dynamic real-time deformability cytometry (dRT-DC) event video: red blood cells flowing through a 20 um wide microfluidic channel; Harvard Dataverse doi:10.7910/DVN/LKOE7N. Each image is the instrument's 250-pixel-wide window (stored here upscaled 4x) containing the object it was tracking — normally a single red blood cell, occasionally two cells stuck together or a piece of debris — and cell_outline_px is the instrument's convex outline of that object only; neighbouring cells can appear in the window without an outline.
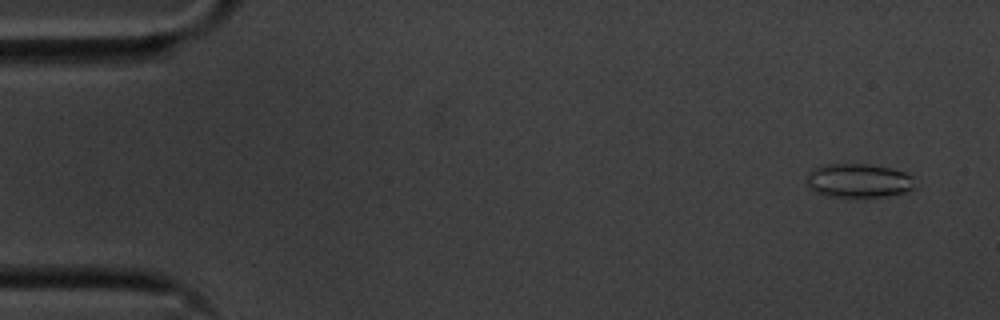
{"species": "common noctule bat (a hibernating species)", "species_latin": "Nyctalus noctula", "temperature_condition": "cold", "stored_images_in_passage": 57, "camera_frame_rate_fps": 3000, "um_per_image_px": 0.085, "animal": {"sex": "male", "body_mass_g": 20.1, "forearm_length_mm": 53.5}, "frame": {"image": 1, "passage_image": 4, "time_ms": 1.0, "image_size_px": [1000, 320], "cell_outline_px": [[916, 188], [904, 192], [884, 196], [828, 196], [816, 192], [808, 188], [804, 180], [804, 176], [812, 168], [820, 164], [872, 164], [892, 168], [904, 172], [912, 176]], "centroid_in_image_um": [72.91, 15.33], "position_along_channel_um": 12.1, "area_um2": 21.73}}
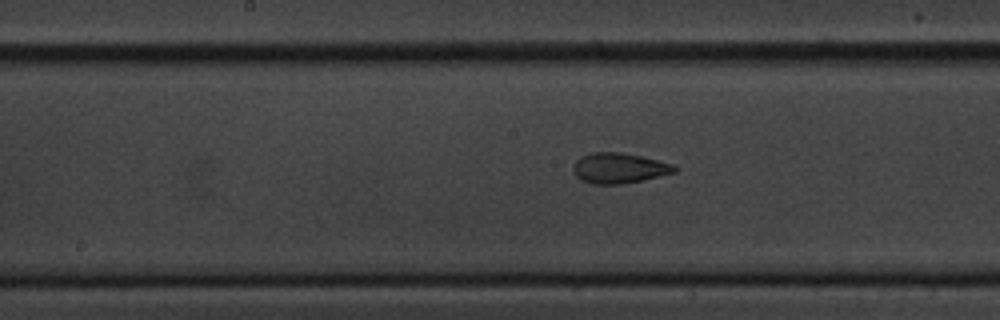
{"frame": {"image": 2, "passage_image": 29, "time_ms": 9.333, "image_size_px": [1000, 320], "cell_outline_px": [[676, 172], [640, 180], [620, 184], [592, 184], [580, 180], [572, 172], [572, 168], [576, 160], [580, 156], [592, 152], [620, 152], [640, 156], [672, 164], [676, 168]], "centroid_in_image_um": [52.54, 14.29], "position_along_channel_um": 195.7, "area_um2": 17.8}}
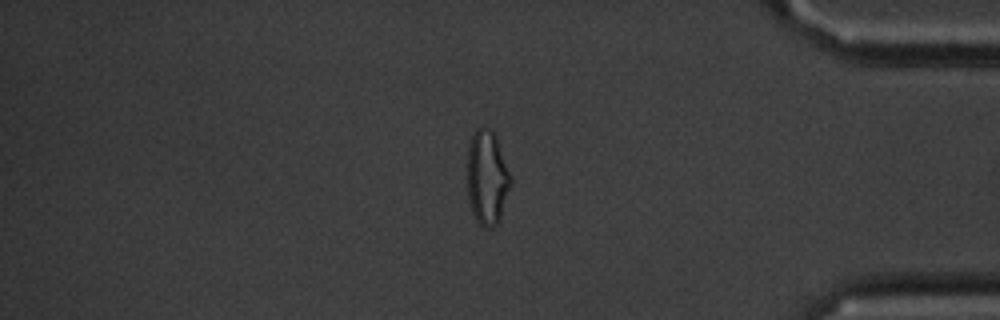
{"frame": {"image": 3, "passage_image": 48, "time_ms": 15.667, "image_size_px": [1000, 320], "cell_outline_px": [[512, 184], [500, 220], [492, 228], [484, 228], [476, 220], [472, 212], [468, 200], [468, 148], [472, 136], [476, 128], [488, 128], [496, 136], [512, 180]], "centroid_in_image_um": [41.42, 15.15], "position_along_channel_um": 393.8, "area_um2": 23.87}, "authors_computed_cell_mechanics": {"area_um2": 19.941, "velocity_mm_per_s": 3.5711, "shape_relaxation_time_tau1_ms": null, "shape_relaxation_time_tau2_ms": 1.6719, "deformation_change_tau1": null, "deformation_change_tau2": 0.0756}}